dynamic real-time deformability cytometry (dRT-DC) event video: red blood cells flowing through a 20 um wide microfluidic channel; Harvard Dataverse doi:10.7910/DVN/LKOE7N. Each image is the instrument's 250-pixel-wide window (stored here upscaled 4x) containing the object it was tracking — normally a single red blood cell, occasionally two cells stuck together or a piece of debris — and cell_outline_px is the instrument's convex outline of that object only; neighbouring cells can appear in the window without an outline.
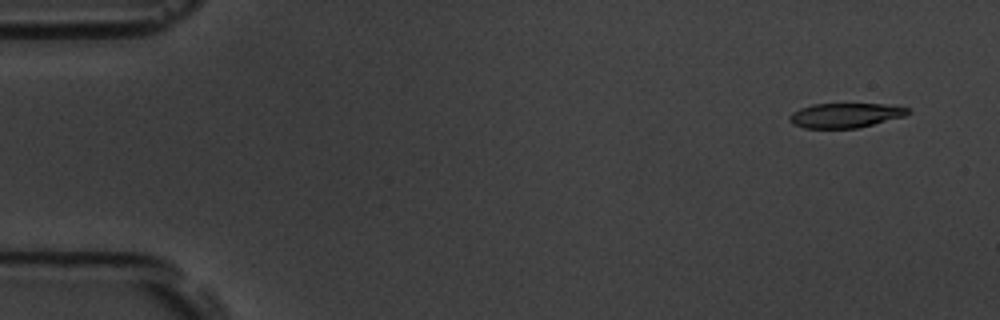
{"species": "common noctule bat (a hibernating species)", "species_latin": "Nyctalus noctula", "temperature_condition": "room temperature", "stored_images_in_passage": 4, "camera_frame_rate_fps": 3000, "um_per_image_px": 0.085, "animal": {"sex": "male", "body_mass_g": 19.5, "forearm_length_mm": 54.6}, "frame": {"image": 1, "passage_image": 1, "time_ms": 0.0, "image_size_px": [1000, 320], "cell_outline_px": [[912, 112], [904, 116], [856, 128], [804, 128], [792, 124], [788, 120], [788, 116], [792, 112], [800, 108], [812, 104], [884, 104], [908, 108]], "centroid_in_image_um": [71.8, 9.8], "position_along_channel_um": 13.2, "area_um2": 16.94}}
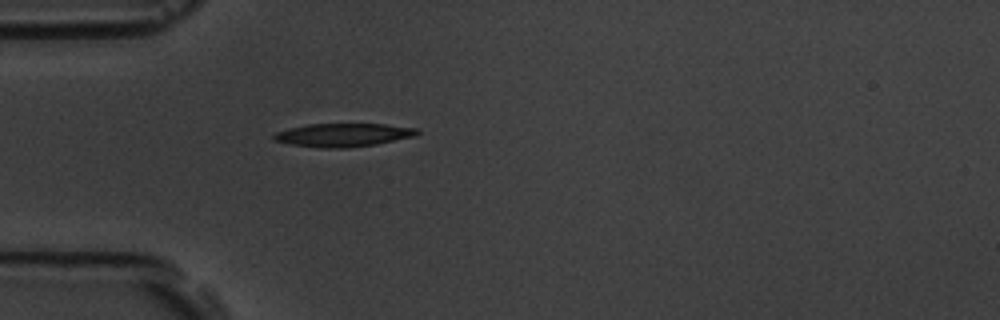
{"frame": {"image": 2, "passage_image": 4, "time_ms": 4.333, "image_size_px": [1000, 320], "cell_outline_px": [[420, 132], [416, 136], [376, 144], [344, 148], [320, 148], [292, 144], [272, 140], [272, 136], [276, 132], [288, 128], [308, 124], [384, 124], [416, 128]], "centroid_in_image_um": [29.16, 11.47], "position_along_channel_um": 55.8, "area_um2": 19.48}}